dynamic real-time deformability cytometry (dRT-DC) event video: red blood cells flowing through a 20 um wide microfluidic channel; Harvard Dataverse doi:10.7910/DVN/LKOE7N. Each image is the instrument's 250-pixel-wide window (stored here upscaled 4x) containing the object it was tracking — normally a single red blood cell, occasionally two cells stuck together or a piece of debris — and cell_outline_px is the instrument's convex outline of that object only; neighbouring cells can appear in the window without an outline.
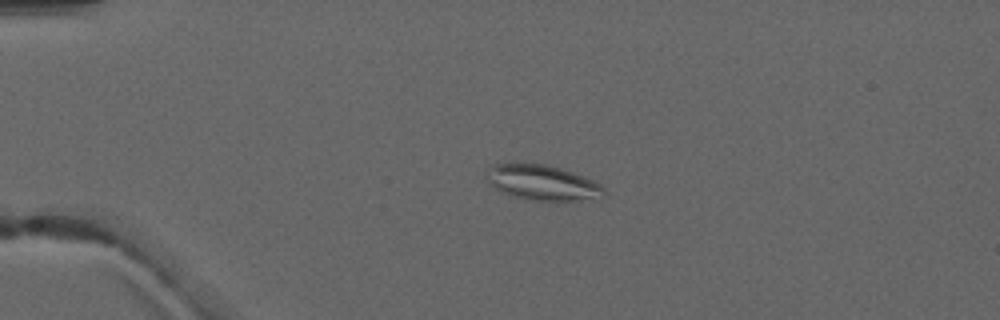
{"species": "common noctule bat (a hibernating species)", "species_latin": "Nyctalus noctula", "temperature_condition": "warm", "stored_images_in_passage": 5, "camera_frame_rate_fps": 3000, "um_per_image_px": 0.085, "animal": {"sex": "male", "forearm_length_mm": 52.5}, "frame": {"image": 1, "passage_image": 4, "time_ms": 3.667, "image_size_px": [1000, 320], "cell_outline_px": [[608, 192], [604, 196], [576, 200], [536, 200], [512, 196], [500, 192], [488, 184], [484, 176], [492, 164], [544, 164], [560, 168], [596, 180]], "centroid_in_image_um": [46.08, 15.52], "position_along_channel_um": 38.9, "area_um2": 24.1}}